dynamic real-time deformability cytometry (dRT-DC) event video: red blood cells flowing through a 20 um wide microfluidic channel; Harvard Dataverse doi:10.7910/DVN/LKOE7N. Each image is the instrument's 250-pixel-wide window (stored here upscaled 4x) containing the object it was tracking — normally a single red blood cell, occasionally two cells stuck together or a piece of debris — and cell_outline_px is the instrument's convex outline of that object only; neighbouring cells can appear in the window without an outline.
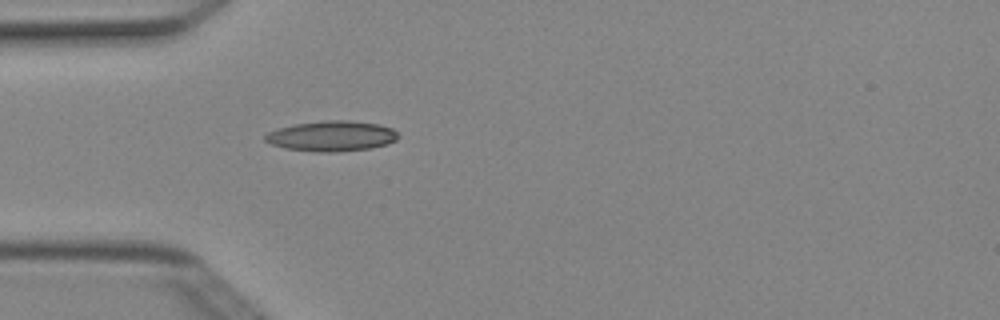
{"species": "Egyptian fruit bat (a non-hibernating species)", "species_latin": "Rousettus aegyptiacus", "temperature_condition": "cold", "stored_images_in_passage": 1, "camera_frame_rate_fps": 3000, "um_per_image_px": 0.085, "animal": {"sex": "female"}, "frame": {"image": 1, "passage_image": 1, "time_ms": 0.0, "image_size_px": [1000, 320], "cell_outline_px": [[400, 136], [396, 140], [388, 144], [372, 148], [332, 152], [320, 152], [284, 148], [272, 144], [264, 140], [264, 136], [268, 132], [280, 128], [296, 124], [324, 120], [348, 120], [380, 124], [392, 128]], "centroid_in_image_um": [28.23, 11.56], "position_along_channel_um": 56.8, "area_um2": 23.52}}